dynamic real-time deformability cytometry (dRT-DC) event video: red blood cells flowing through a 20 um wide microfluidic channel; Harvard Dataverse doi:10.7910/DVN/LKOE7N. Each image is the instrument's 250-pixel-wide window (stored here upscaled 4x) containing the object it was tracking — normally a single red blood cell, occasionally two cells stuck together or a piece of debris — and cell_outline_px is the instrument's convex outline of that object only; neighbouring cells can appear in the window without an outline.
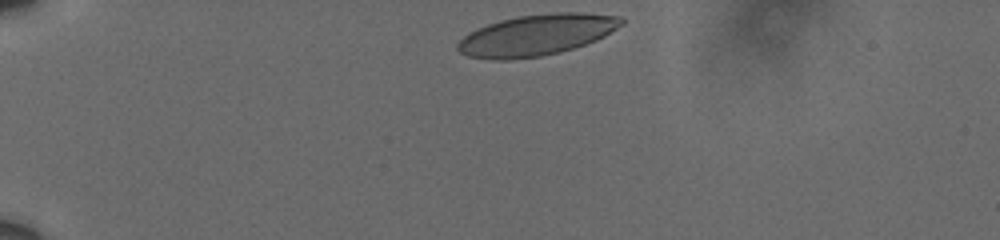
{"species": "human", "species_latin": "Homo sapiens", "temperature_condition": "cold", "stored_images_in_passage": 38, "camera_frame_rate_fps": 3000, "um_per_image_px": 0.085, "donor": {"sex": "male"}, "frame": {"image": 1, "passage_image": 1, "time_ms": 0.0, "image_size_px": [1000, 240], "cell_outline_px": [[624, 24], [604, 36], [596, 40], [560, 52], [540, 56], [508, 60], [492, 60], [468, 56], [460, 52], [456, 48], [456, 44], [464, 36], [476, 28], [500, 20], [516, 16], [552, 12], [580, 12], [620, 16], [624, 20]], "centroid_in_image_um": [45.6, 2.96], "position_along_channel_um": 39.4, "area_um2": 39.3}}
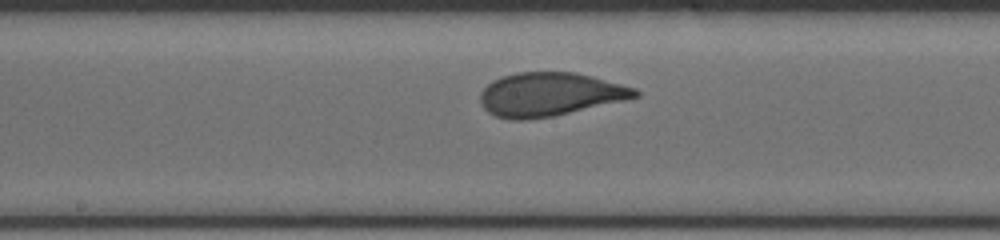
{"frame": {"image": 2, "passage_image": 20, "time_ms": 6.333, "image_size_px": [1000, 240], "cell_outline_px": [[640, 96], [624, 100], [552, 116], [520, 120], [512, 120], [496, 116], [488, 112], [480, 104], [480, 92], [492, 80], [500, 76], [516, 72], [576, 72], [592, 76], [636, 88], [640, 92]], "centroid_in_image_um": [46.7, 8.01], "position_along_channel_um": 201.5, "area_um2": 39.25}}
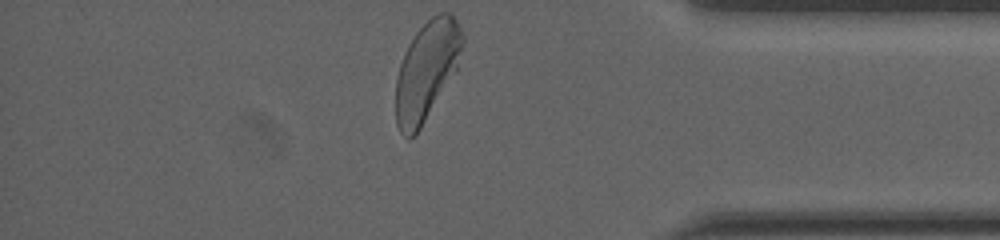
{"frame": {"image": 3, "passage_image": 38, "time_ms": 12.333, "image_size_px": [1000, 240], "cell_outline_px": [[464, 40], [456, 72], [420, 128], [408, 140], [400, 132], [396, 124], [396, 76], [404, 52], [408, 44], [416, 32], [432, 16], [440, 12], [448, 12], [456, 20], [464, 36]], "centroid_in_image_um": [36.26, 6.01], "position_along_channel_um": 398.9, "area_um2": 38.32}, "authors_computed_cell_mechanics": {"area_um2": 39.015, "velocity_mm_per_s": 3.5843, "shape_relaxation_time_tau1_ms": 3.4796, "shape_relaxation_time_tau2_ms": null, "deformation_change_tau1": 0.1524, "deformation_change_tau2": null}}